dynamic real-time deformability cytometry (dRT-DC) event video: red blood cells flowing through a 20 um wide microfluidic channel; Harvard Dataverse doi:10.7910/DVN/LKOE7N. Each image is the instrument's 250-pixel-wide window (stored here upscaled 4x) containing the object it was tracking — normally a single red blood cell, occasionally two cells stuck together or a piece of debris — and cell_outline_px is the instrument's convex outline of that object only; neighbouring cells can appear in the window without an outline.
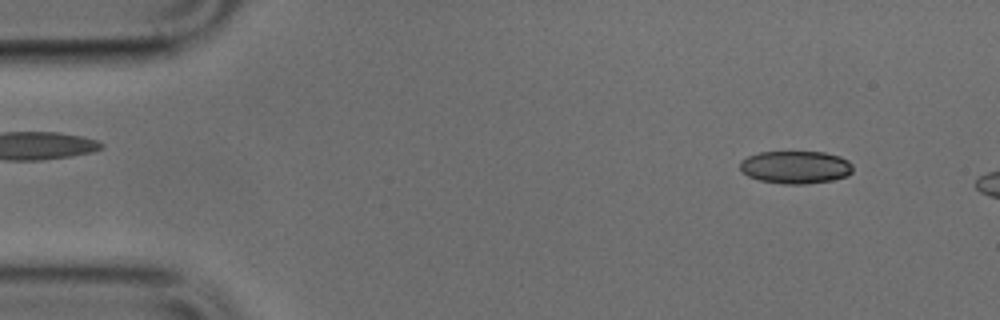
{"species": "common noctule bat (a hibernating species)", "species_latin": "Nyctalus noctula", "temperature_condition": "cold", "stored_images_in_passage": 8, "camera_frame_rate_fps": 3000, "um_per_image_px": 0.085, "animal": {"sex": "male", "body_mass_g": 17.9, "forearm_length_mm": 54.2}, "frame": {"image": 1, "passage_image": 4, "time_ms": 1.0, "image_size_px": [1000, 320], "cell_outline_px": [[852, 172], [848, 176], [832, 180], [804, 184], [784, 184], [760, 180], [748, 176], [740, 168], [740, 160], [748, 156], [760, 152], [824, 152], [840, 156], [848, 160], [852, 164]], "centroid_in_image_um": [67.64, 14.21], "position_along_channel_um": 17.4, "area_um2": 21.56}}